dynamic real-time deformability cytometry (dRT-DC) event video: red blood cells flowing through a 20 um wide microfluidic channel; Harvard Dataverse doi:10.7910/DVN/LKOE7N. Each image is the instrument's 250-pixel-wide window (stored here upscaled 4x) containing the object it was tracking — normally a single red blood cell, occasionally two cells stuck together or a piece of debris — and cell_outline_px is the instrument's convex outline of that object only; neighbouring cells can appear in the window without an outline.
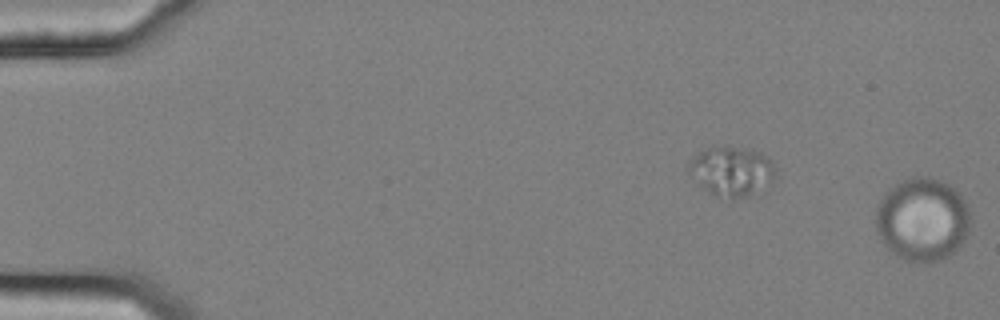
{"species": "common noctule bat (a hibernating species)", "species_latin": "Nyctalus noctula", "temperature_condition": "cold", "stored_images_in_passage": 9, "segment_of_instrument_passage": [2, 2], "camera_frame_rate_fps": 3000, "um_per_image_px": 0.085, "animal": {"sex": "female", "body_mass_g": 25.1}, "frame": {"image": 1, "passage_image": 9, "time_ms": 2.667, "image_size_px": [1000, 320], "cell_outline_px": [[968, 232], [960, 244], [952, 252], [936, 260], [908, 260], [900, 256], [888, 248], [884, 244], [876, 228], [876, 208], [884, 196], [896, 184], [904, 180], [916, 176], [924, 176], [936, 180], [952, 188], [960, 196], [968, 212]], "centroid_in_image_um": [78.36, 18.64], "position_along_channel_um": 6.6, "area_um2": 43.93}}